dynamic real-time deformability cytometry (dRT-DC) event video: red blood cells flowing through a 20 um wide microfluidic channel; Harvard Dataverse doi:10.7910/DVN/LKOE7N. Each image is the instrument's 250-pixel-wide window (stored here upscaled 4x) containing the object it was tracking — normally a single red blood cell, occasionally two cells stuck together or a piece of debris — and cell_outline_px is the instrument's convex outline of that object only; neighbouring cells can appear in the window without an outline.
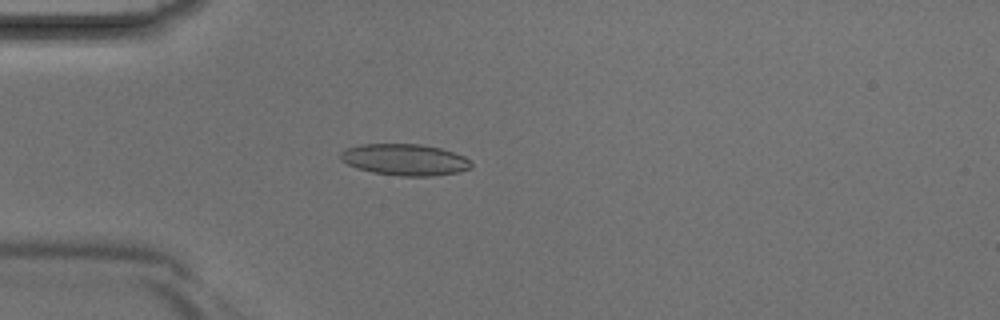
{"species": "Egyptian fruit bat (a non-hibernating species)", "species_latin": "Rousettus aegyptiacus", "temperature_condition": "room temperature", "stored_images_in_passage": 4, "camera_frame_rate_fps": 3000, "um_per_image_px": 0.085, "animal": {"sex": "male"}, "frame": {"image": 1, "passage_image": 4, "time_ms": 1.0, "image_size_px": [1000, 320], "cell_outline_px": [[472, 168], [456, 172], [432, 176], [400, 176], [372, 172], [356, 168], [340, 160], [340, 152], [348, 148], [360, 144], [420, 144], [440, 148], [464, 156], [472, 164]], "centroid_in_image_um": [34.39, 13.57], "position_along_channel_um": 50.6, "area_um2": 23.87}}